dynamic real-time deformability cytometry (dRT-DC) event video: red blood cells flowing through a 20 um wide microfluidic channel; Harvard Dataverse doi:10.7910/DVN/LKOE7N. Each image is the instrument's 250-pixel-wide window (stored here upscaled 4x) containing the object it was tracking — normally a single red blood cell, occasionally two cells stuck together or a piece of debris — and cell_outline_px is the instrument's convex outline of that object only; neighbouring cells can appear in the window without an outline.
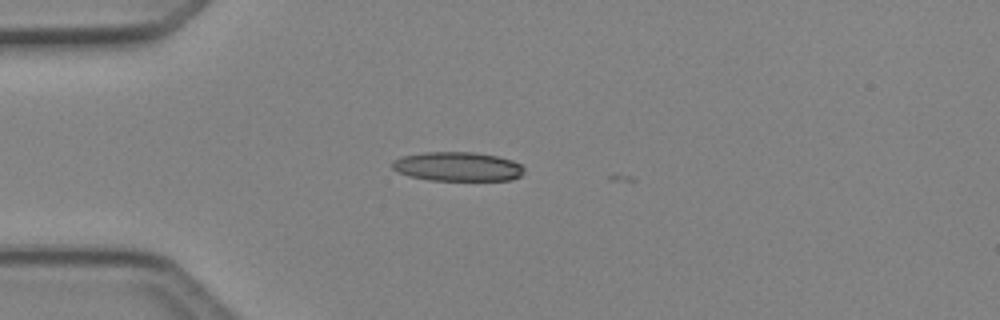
{"species": "Egyptian fruit bat (a non-hibernating species)", "species_latin": "Rousettus aegyptiacus", "temperature_condition": "cold", "stored_images_in_passage": 3, "camera_frame_rate_fps": 3000, "um_per_image_px": 0.085, "animal": {"sex": "female"}, "frame": {"image": 1, "passage_image": 2, "time_ms": 0.333, "image_size_px": [1000, 320], "cell_outline_px": [[524, 172], [520, 176], [512, 180], [428, 180], [408, 176], [396, 172], [392, 168], [392, 160], [400, 156], [424, 152], [476, 152], [496, 156], [512, 160], [520, 164], [524, 168]], "centroid_in_image_um": [38.86, 14.16], "position_along_channel_um": 46.1, "area_um2": 22.66}}